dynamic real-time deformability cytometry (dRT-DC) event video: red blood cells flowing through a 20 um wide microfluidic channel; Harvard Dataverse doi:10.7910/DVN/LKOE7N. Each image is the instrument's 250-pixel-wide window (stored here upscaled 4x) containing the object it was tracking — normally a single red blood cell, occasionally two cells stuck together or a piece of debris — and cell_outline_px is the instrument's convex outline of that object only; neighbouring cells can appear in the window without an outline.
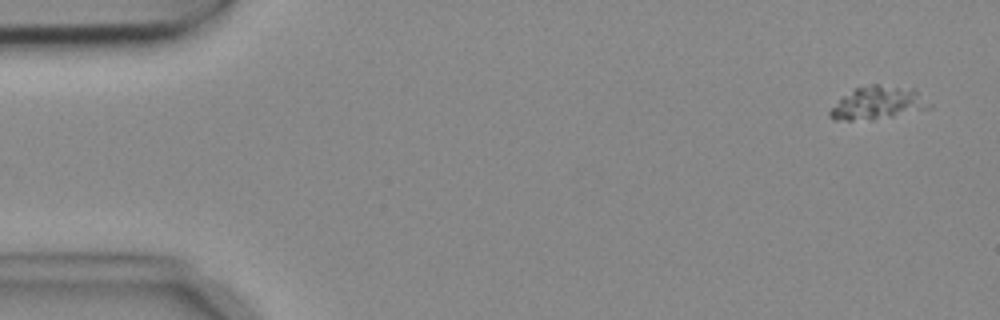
{"species": "common noctule bat (a hibernating species)", "species_latin": "Nyctalus noctula", "temperature_condition": "cold", "stored_images_in_passage": 6, "camera_frame_rate_fps": 3000, "um_per_image_px": 0.085, "animal": {"sex": "female", "body_mass_g": 18.4}, "frame": {"image": 1, "passage_image": 1, "time_ms": 0.0, "image_size_px": [1000, 320], "cell_outline_px": [[932, 108], [872, 120], [832, 120], [828, 116], [828, 112], [844, 96], [856, 88], [876, 84], [916, 88], [932, 104]], "centroid_in_image_um": [74.68, 8.76], "position_along_channel_um": 10.3, "area_um2": 19.13}}